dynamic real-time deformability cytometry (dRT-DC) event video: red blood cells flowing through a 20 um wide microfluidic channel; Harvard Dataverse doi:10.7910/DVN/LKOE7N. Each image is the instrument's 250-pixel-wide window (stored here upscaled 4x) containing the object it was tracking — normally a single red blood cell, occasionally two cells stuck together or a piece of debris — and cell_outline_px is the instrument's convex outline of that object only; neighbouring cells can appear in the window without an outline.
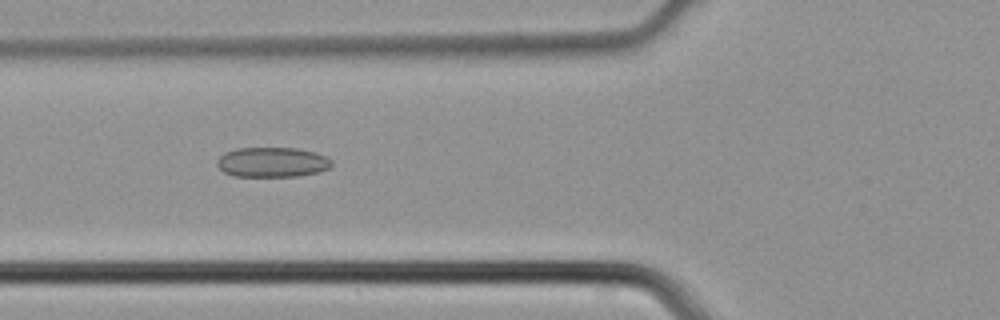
{"species": "common noctule bat (a hibernating species)", "species_latin": "Nyctalus noctula", "temperature_condition": "cold", "stored_images_in_passage": 45, "camera_frame_rate_fps": 3000, "um_per_image_px": 0.085, "animal": {"sex": "male", "body_mass_g": 21.5, "forearm_length_mm": 52.0}, "frame": {"image": 1, "passage_image": 17, "time_ms": 5.333, "image_size_px": [1000, 320], "cell_outline_px": [[332, 164], [328, 168], [320, 172], [296, 176], [232, 176], [224, 172], [216, 164], [216, 160], [224, 152], [236, 148], [296, 148], [312, 152], [324, 156], [332, 160]], "centroid_in_image_um": [23.1, 13.79], "position_along_channel_um": 102.7, "area_um2": 19.94}}
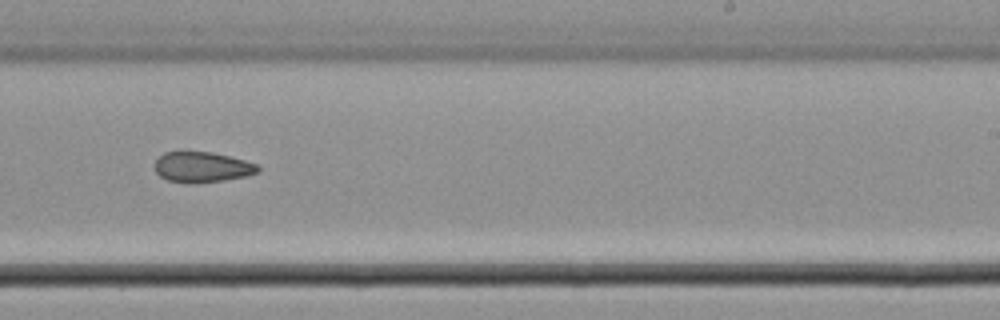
{"frame": {"image": 2, "passage_image": 28, "time_ms": 9.0, "image_size_px": [1000, 320], "cell_outline_px": [[260, 172], [248, 176], [224, 180], [168, 180], [160, 176], [156, 172], [156, 160], [164, 152], [212, 152], [244, 160], [256, 164], [260, 168]], "centroid_in_image_um": [17.24, 14.16], "position_along_channel_um": 271.8, "area_um2": 17.46}}
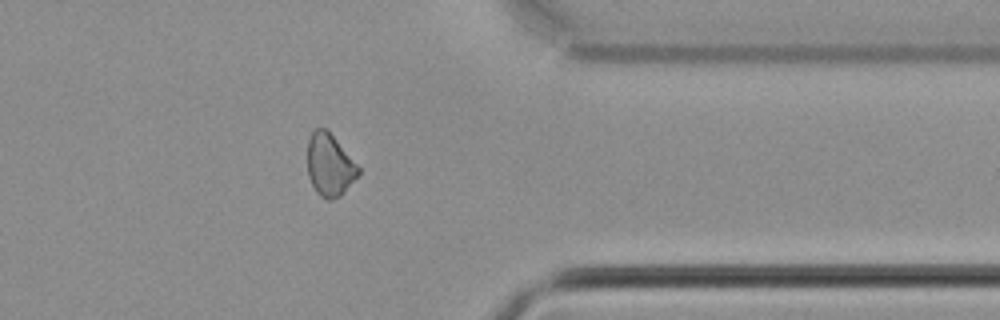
{"frame": {"image": 3, "passage_image": 36, "time_ms": 11.667, "image_size_px": [1000, 320], "cell_outline_px": [[360, 172], [344, 192], [340, 196], [332, 200], [328, 200], [320, 196], [316, 192], [308, 176], [308, 140], [312, 132], [316, 128], [328, 128], [360, 168]], "centroid_in_image_um": [28.02, 14.01], "position_along_channel_um": 383.4, "area_um2": 18.55}}